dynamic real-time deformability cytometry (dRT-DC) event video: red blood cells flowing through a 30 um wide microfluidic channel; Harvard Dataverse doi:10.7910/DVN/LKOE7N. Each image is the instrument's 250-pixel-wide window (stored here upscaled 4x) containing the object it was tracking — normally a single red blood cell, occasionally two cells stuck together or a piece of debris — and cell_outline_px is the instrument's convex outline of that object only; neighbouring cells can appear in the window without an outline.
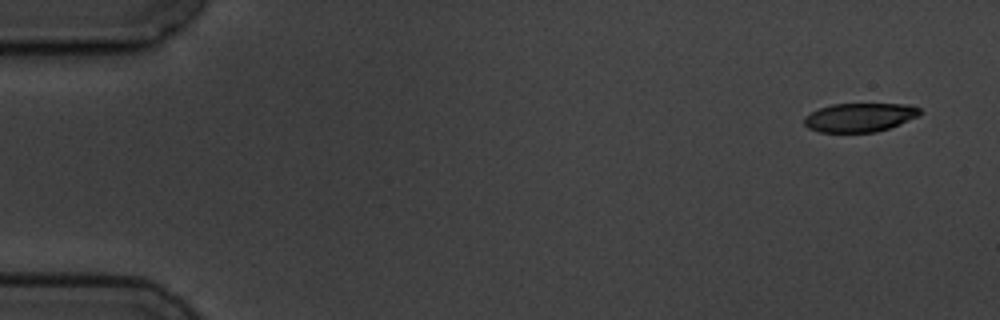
{"species": "common noctule bat (a hibernating species)", "species_latin": "Nyctalus noctula", "temperature_condition": "cold", "stored_images_in_passage": 5, "camera_frame_rate_fps": 3000, "um_per_image_px": 0.085, "animal": {"sex": "male", "body_mass_g": 19.5, "forearm_length_mm": 54.6}, "frame": {"image": 1, "passage_image": 1, "time_ms": 0.0, "image_size_px": [1000, 320], "cell_outline_px": [[924, 112], [920, 116], [900, 124], [876, 132], [820, 132], [808, 128], [804, 124], [804, 116], [820, 108], [832, 104], [908, 104], [920, 108]], "centroid_in_image_um": [73.11, 9.97], "position_along_channel_um": 11.9, "area_um2": 19.54}}
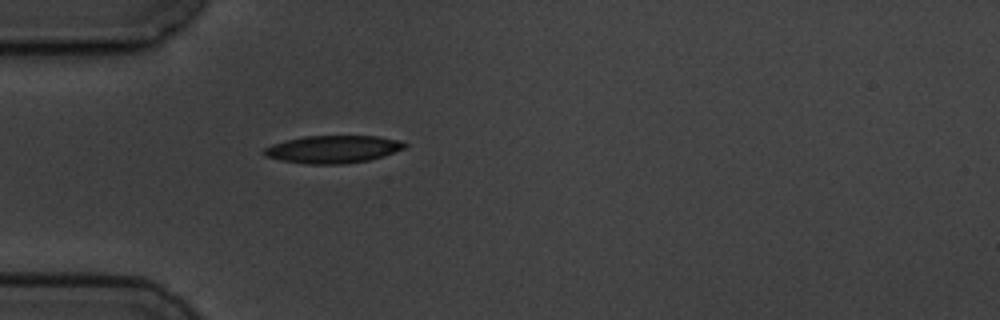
{"frame": {"image": 2, "passage_image": 5, "time_ms": 4.667, "image_size_px": [1000, 320], "cell_outline_px": [[408, 144], [404, 148], [384, 156], [368, 160], [344, 164], [304, 164], [280, 160], [264, 156], [264, 148], [272, 144], [304, 136], [376, 136], [400, 140]], "centroid_in_image_um": [28.3, 12.69], "position_along_channel_um": 56.7, "area_um2": 22.6}}